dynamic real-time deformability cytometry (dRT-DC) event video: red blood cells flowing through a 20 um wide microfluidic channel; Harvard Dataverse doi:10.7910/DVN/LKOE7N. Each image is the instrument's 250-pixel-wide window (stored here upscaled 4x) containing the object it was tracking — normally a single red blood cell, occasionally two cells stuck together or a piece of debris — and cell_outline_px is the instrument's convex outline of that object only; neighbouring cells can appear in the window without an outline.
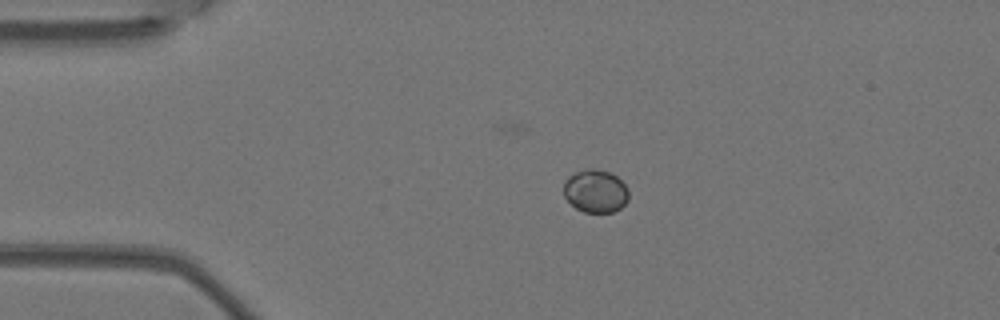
{"species": "Egyptian fruit bat (a non-hibernating species)", "species_latin": "Rousettus aegyptiacus", "temperature_condition": "warm", "stored_images_in_passage": 5, "camera_frame_rate_fps": 3000, "um_per_image_px": 0.085, "animal": {"sex": "female"}, "frame": {"image": 1, "passage_image": 3, "time_ms": 0.667, "image_size_px": [1000, 320], "cell_outline_px": [[628, 200], [620, 208], [612, 212], [584, 212], [576, 208], [564, 196], [564, 180], [568, 176], [576, 172], [588, 168], [596, 168], [608, 172], [616, 176], [628, 188]], "centroid_in_image_um": [50.61, 16.23], "position_along_channel_um": 34.4, "area_um2": 16.24}}